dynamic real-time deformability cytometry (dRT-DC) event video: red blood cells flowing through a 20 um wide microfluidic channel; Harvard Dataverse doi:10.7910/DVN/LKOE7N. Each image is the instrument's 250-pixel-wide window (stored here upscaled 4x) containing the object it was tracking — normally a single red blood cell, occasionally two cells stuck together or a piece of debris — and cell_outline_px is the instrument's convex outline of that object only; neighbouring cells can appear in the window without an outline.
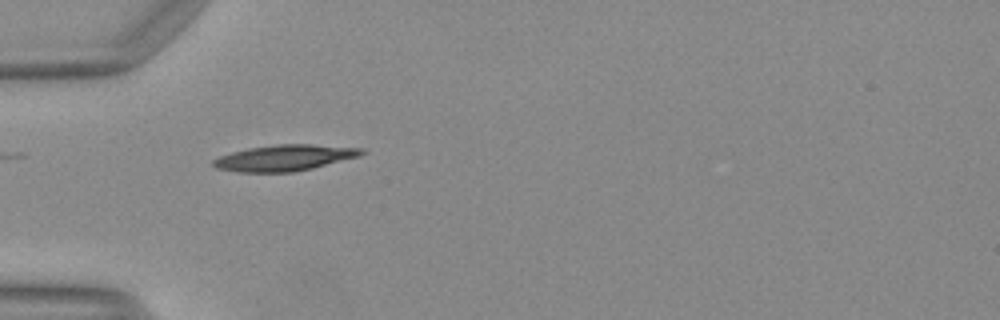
{"species": "Egyptian fruit bat (a non-hibernating species)", "species_latin": "Rousettus aegyptiacus", "temperature_condition": "warm", "stored_images_in_passage": 32, "camera_frame_rate_fps": 3000, "um_per_image_px": 0.085, "animal": {"sex": "female"}, "frame": {"image": 1, "passage_image": 1, "time_ms": 0.0, "image_size_px": [1000, 320], "cell_outline_px": [[368, 152], [360, 156], [312, 168], [292, 172], [240, 172], [216, 168], [212, 164], [212, 160], [220, 156], [232, 152], [248, 148], [276, 144], [312, 144], [364, 148]], "centroid_in_image_um": [24.22, 13.4], "position_along_channel_um": 60.8, "area_um2": 22.54}}
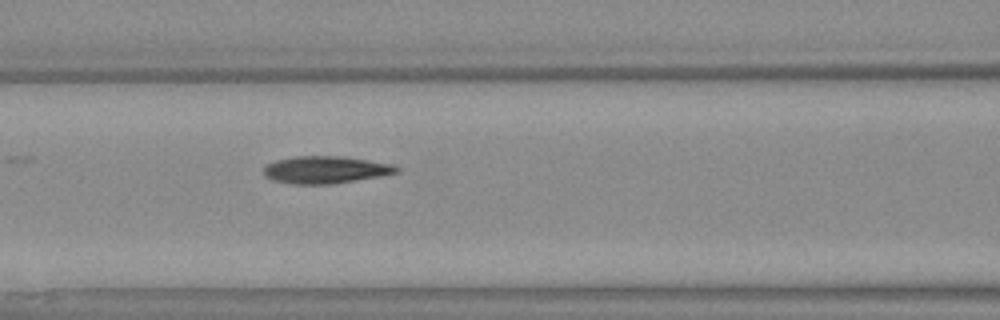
{"frame": {"image": 2, "passage_image": 7, "time_ms": 2.0, "image_size_px": [1000, 320], "cell_outline_px": [[400, 172], [380, 176], [332, 184], [292, 184], [272, 180], [264, 176], [264, 164], [276, 160], [292, 156], [340, 156], [396, 164], [400, 168]], "centroid_in_image_um": [27.67, 14.42], "position_along_channel_um": 138.9, "area_um2": 21.39}}
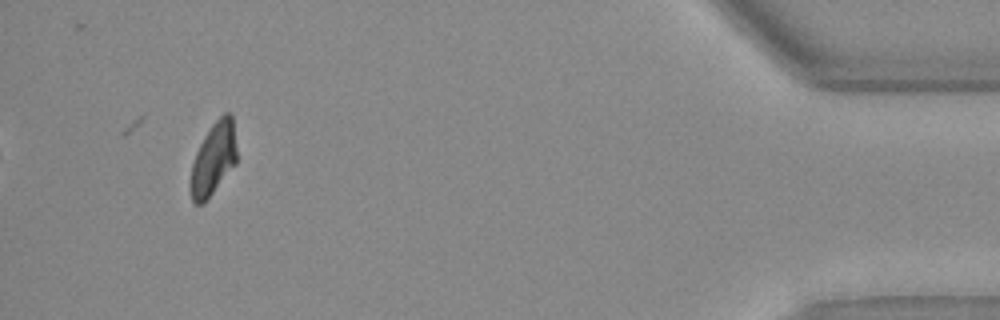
{"frame": {"image": 3, "passage_image": 32, "time_ms": 10.333, "image_size_px": [1000, 320], "cell_outline_px": [[236, 164], [212, 192], [200, 204], [196, 204], [192, 200], [188, 184], [192, 164], [196, 152], [204, 136], [212, 124], [224, 112], [232, 112], [236, 148]], "centroid_in_image_um": [18.13, 13.47], "position_along_channel_um": 417.1, "area_um2": 19.42}, "authors_computed_cell_mechanics": {"area_um2": 21.0392, "velocity_mm_per_s": 4.1289, "shape_relaxation_time_tau1_ms": 4.0201, "shape_relaxation_time_tau2_ms": 1.4268, "deformation_change_tau1": 0.1782, "deformation_change_tau2": 0.0751}}